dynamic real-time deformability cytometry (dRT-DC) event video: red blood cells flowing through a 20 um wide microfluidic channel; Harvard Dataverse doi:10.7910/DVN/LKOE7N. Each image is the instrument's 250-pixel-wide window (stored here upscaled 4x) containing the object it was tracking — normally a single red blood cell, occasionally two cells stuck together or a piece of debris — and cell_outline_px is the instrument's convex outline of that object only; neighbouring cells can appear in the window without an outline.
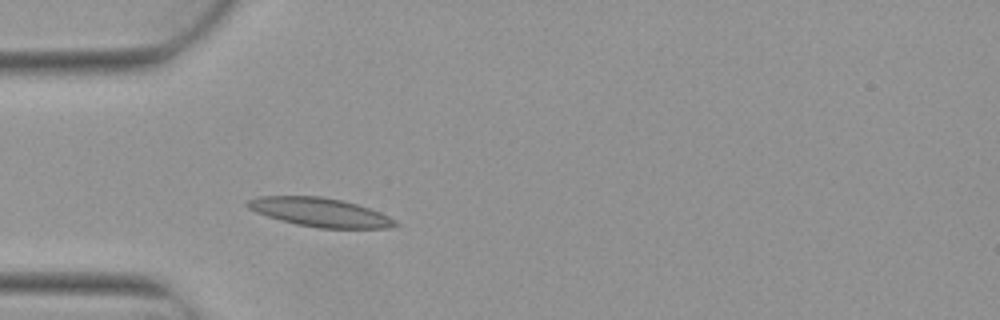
{"species": "Egyptian fruit bat (a non-hibernating species)", "species_latin": "Rousettus aegyptiacus", "temperature_condition": "warm", "stored_images_in_passage": 4, "camera_frame_rate_fps": 3000, "um_per_image_px": 0.085, "animal": {"sex": "female"}, "frame": {"image": 1, "passage_image": 4, "time_ms": 1.0, "image_size_px": [1000, 320], "cell_outline_px": [[400, 224], [388, 228], [320, 228], [296, 224], [280, 220], [256, 212], [248, 208], [244, 204], [248, 200], [260, 196], [320, 196], [340, 200], [356, 204], [380, 212], [396, 220]], "centroid_in_image_um": [27.19, 18.04], "position_along_channel_um": 57.8, "area_um2": 24.62}}